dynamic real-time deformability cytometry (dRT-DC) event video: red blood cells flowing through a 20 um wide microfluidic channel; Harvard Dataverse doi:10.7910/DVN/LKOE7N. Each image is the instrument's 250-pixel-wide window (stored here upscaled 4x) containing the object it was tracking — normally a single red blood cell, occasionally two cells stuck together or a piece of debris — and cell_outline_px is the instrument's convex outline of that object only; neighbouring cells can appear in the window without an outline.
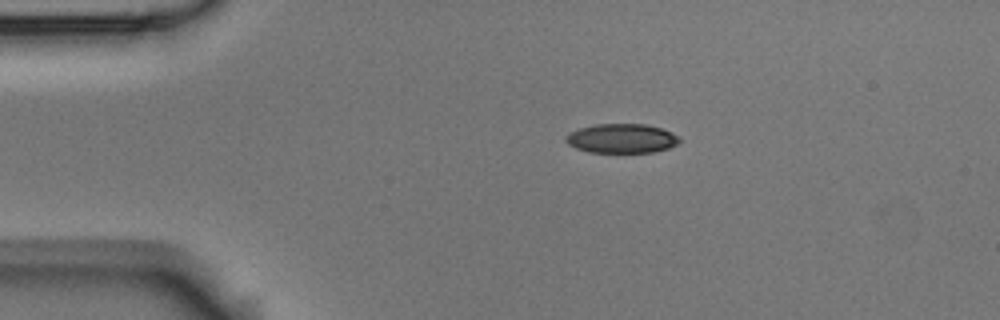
{"species": "Egyptian fruit bat (a non-hibernating species)", "species_latin": "Rousettus aegyptiacus", "temperature_condition": "room temperature", "stored_images_in_passage": 4, "camera_frame_rate_fps": 3000, "um_per_image_px": 0.085, "animal": {"sex": "male"}, "frame": {"image": 1, "passage_image": 2, "time_ms": 0.333, "image_size_px": [1000, 320], "cell_outline_px": [[680, 140], [676, 144], [668, 148], [652, 152], [588, 152], [576, 148], [568, 144], [564, 140], [568, 132], [580, 128], [596, 124], [644, 124], [660, 128], [672, 132], [680, 136]], "centroid_in_image_um": [52.82, 11.76], "position_along_channel_um": 32.2, "area_um2": 19.36}}
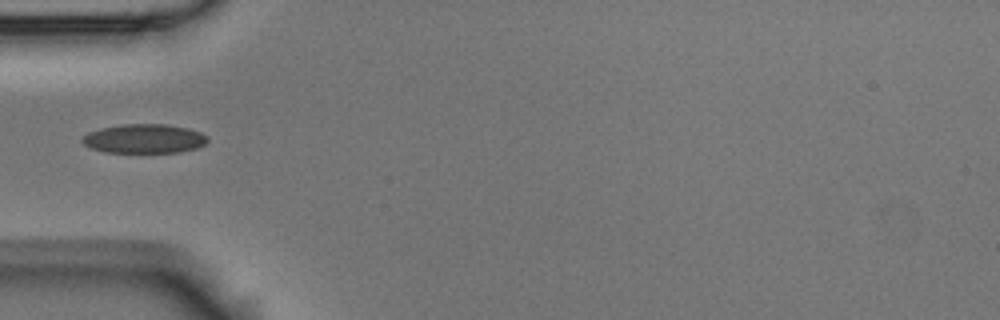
{"frame": {"image": 2, "passage_image": 4, "time_ms": 1.0, "image_size_px": [1000, 320], "cell_outline_px": [[208, 140], [204, 144], [196, 148], [180, 152], [104, 152], [92, 148], [84, 144], [80, 140], [88, 132], [100, 128], [120, 124], [168, 124], [188, 128], [200, 132], [208, 136]], "centroid_in_image_um": [12.26, 11.78], "position_along_channel_um": 72.7, "area_um2": 21.33}}